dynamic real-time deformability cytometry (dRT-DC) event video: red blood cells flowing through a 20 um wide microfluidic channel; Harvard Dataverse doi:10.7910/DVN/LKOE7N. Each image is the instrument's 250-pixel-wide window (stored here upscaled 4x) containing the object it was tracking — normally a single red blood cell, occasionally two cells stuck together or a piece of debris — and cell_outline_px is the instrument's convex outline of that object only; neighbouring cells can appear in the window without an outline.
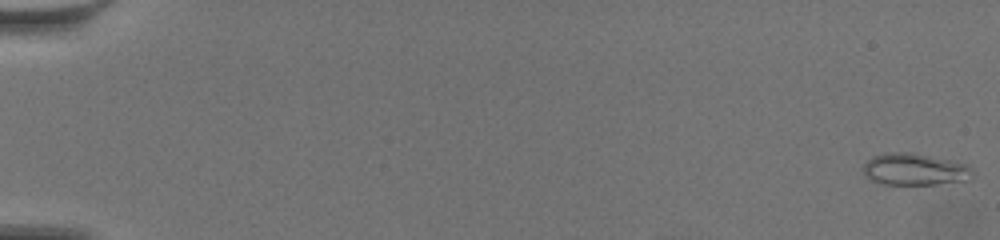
{"species": "common noctule bat (a hibernating species)", "species_latin": "Nyctalus noctula", "temperature_condition": "warm", "stored_images_in_passage": 61, "camera_frame_rate_fps": 3000, "um_per_image_px": 0.085, "animal": {"sex": "female", "body_mass_g": 19.5, "forearm_length_mm": 54.1}, "frame": {"image": 1, "passage_image": 1, "time_ms": 0.0, "image_size_px": [1000, 240], "cell_outline_px": [[972, 176], [964, 180], [936, 184], [884, 184], [872, 180], [864, 172], [864, 164], [872, 156], [888, 152], [912, 152], [968, 164]], "centroid_in_image_um": [77.72, 14.38], "position_along_channel_um": 7.3, "area_um2": 19.94}}
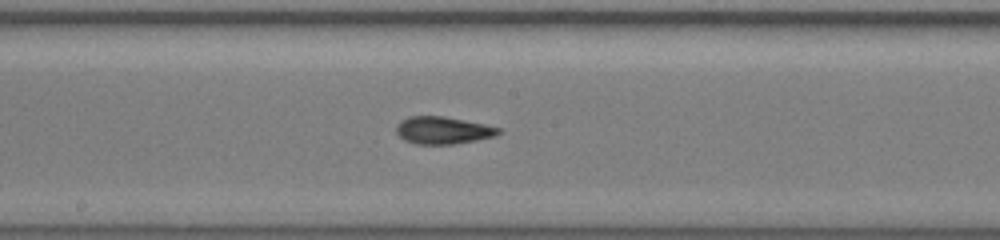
{"frame": {"image": 2, "passage_image": 35, "time_ms": 11.333, "image_size_px": [1000, 240], "cell_outline_px": [[500, 132], [496, 136], [476, 140], [452, 144], [416, 144], [404, 140], [396, 132], [396, 124], [400, 120], [408, 116], [444, 116], [484, 124], [500, 128]], "centroid_in_image_um": [37.61, 11.07], "position_along_channel_um": 210.6, "area_um2": 16.3}}
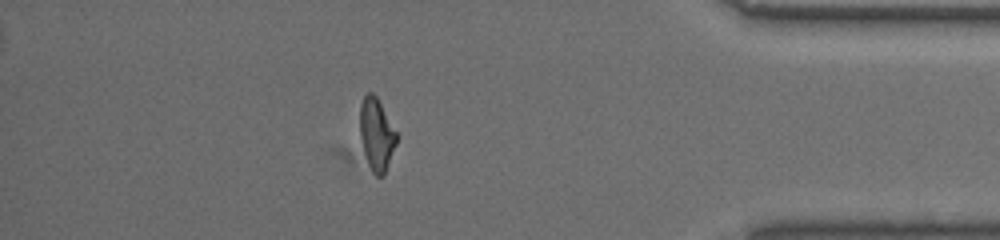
{"frame": {"image": 3, "passage_image": 54, "time_ms": 17.667, "image_size_px": [1000, 240], "cell_outline_px": [[396, 144], [384, 176], [376, 176], [372, 172], [368, 164], [360, 140], [360, 104], [364, 96], [368, 92], [372, 92], [376, 96], [396, 132]], "centroid_in_image_um": [31.98, 11.44], "position_along_channel_um": 403.2, "area_um2": 15.26}, "authors_computed_cell_mechanics": {"area_um2": 16.2996, "velocity_mm_per_s": 3.5393, "shape_relaxation_time_tau1_ms": 7.4301, "shape_relaxation_time_tau2_ms": 2.2054, "deformation_change_tau1": 0.2319, "deformation_change_tau2": 0.0795}}